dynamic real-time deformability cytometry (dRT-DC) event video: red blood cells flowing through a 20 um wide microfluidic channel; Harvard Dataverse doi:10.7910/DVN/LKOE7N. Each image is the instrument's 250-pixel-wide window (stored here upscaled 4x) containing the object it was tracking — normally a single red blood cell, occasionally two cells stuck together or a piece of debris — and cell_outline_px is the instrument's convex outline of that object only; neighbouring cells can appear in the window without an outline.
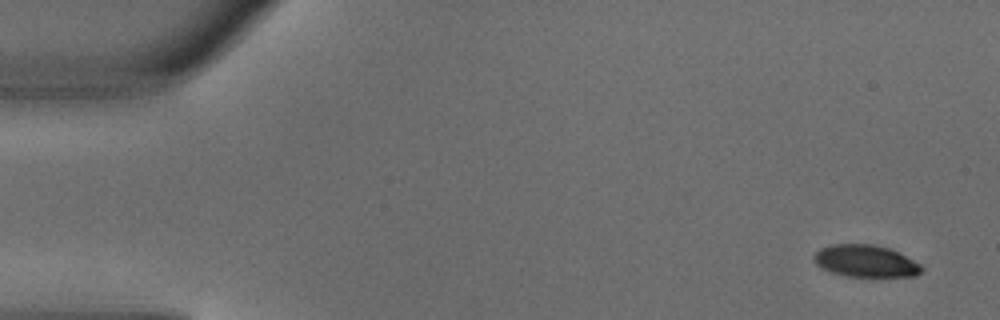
{"species": "common noctule bat (a hibernating species)", "species_latin": "Nyctalus noctula", "temperature_condition": "warm", "stored_images_in_passage": 4, "camera_frame_rate_fps": 3000, "um_per_image_px": 0.085, "animal": {"sex": "male", "body_mass_g": 18.8}, "frame": {"image": 1, "passage_image": 1, "time_ms": 0.0, "image_size_px": [1000, 320], "cell_outline_px": [[924, 268], [916, 276], [848, 276], [832, 272], [816, 264], [812, 260], [812, 256], [820, 248], [832, 244], [872, 244], [888, 248], [900, 252], [920, 264]], "centroid_in_image_um": [73.57, 22.17], "position_along_channel_um": 11.4, "area_um2": 20.06}}